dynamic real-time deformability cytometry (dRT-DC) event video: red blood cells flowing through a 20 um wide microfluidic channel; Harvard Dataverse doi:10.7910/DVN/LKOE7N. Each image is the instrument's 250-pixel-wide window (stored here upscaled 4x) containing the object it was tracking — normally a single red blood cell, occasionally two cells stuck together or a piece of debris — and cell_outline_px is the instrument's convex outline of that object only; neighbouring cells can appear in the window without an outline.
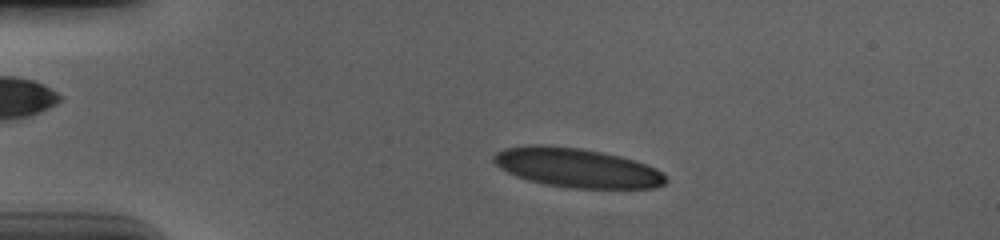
{"species": "human", "species_latin": "Homo sapiens", "temperature_condition": "cold", "stored_images_in_passage": 53, "camera_frame_rate_fps": 3000, "um_per_image_px": 0.085, "donor": {"sex": "male"}, "frame": {"image": 1, "passage_image": 9, "time_ms": 2.667, "image_size_px": [1000, 240], "cell_outline_px": [[668, 180], [664, 184], [656, 188], [572, 188], [544, 184], [528, 180], [516, 176], [500, 168], [492, 160], [492, 156], [496, 152], [504, 148], [532, 144], [540, 144], [580, 148], [620, 156], [656, 168], [668, 176]], "centroid_in_image_um": [49.02, 14.26], "position_along_channel_um": 36.0, "area_um2": 39.42}}
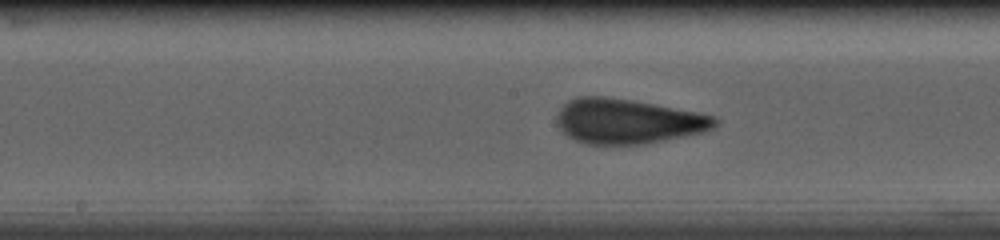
{"frame": {"image": 2, "passage_image": 26, "time_ms": 8.333, "image_size_px": [1000, 240], "cell_outline_px": [[720, 124], [704, 132], [644, 144], [588, 144], [576, 140], [568, 136], [556, 124], [556, 116], [560, 108], [568, 100], [580, 96], [600, 96], [632, 100], [696, 112], [716, 116], [720, 120]], "centroid_in_image_um": [53.37, 10.3], "position_along_channel_um": 194.8, "area_um2": 41.27}}
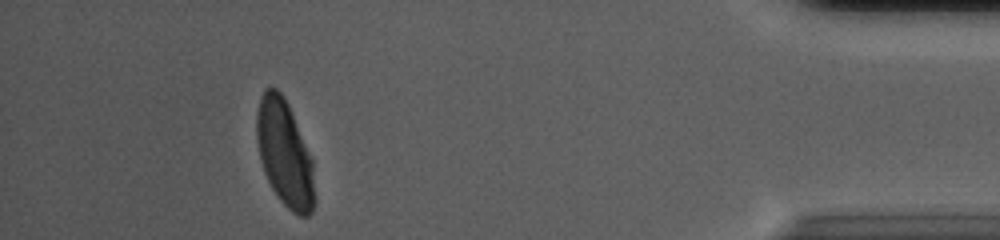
{"frame": {"image": 3, "passage_image": 48, "time_ms": 15.667, "image_size_px": [1000, 240], "cell_outline_px": [[316, 200], [312, 212], [308, 216], [300, 216], [292, 212], [280, 200], [272, 188], [264, 172], [260, 160], [256, 136], [256, 112], [260, 96], [264, 88], [276, 88], [284, 96], [288, 104], [312, 160]], "centroid_in_image_um": [24.19, 13.05], "position_along_channel_um": 411.0, "area_um2": 35.95}, "authors_computed_cell_mechanics": {"area_um2": 39.4774, "velocity_mm_per_s": 3.6741, "shape_relaxation_time_tau1_ms": 3.9816, "shape_relaxation_time_tau2_ms": null, "deformation_change_tau1": 0.166, "deformation_change_tau2": null}}